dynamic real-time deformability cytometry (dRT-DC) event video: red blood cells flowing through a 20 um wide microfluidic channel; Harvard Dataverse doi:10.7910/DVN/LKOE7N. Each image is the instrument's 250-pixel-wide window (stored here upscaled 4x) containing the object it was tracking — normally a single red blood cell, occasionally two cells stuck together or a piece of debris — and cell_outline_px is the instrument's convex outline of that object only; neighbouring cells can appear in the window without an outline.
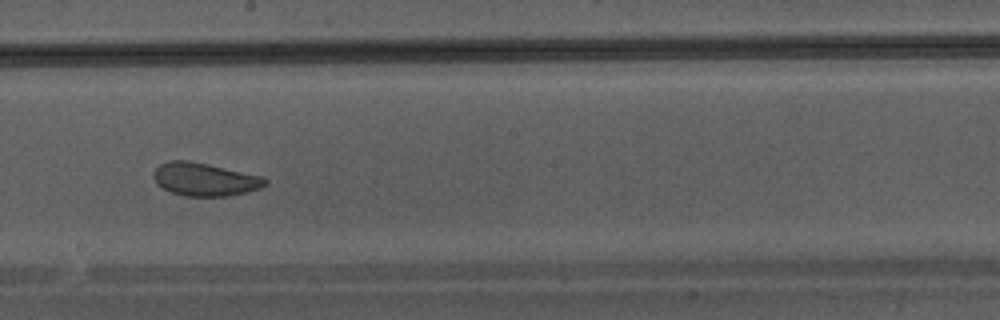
{"species": "Egyptian fruit bat (a non-hibernating species)", "species_latin": "Rousettus aegyptiacus", "temperature_condition": "warm", "stored_images_in_passage": 45, "camera_frame_rate_fps": 3000, "um_per_image_px": 0.085, "animal": {"sex": "male"}, "frame": {"image": 1, "passage_image": 26, "time_ms": 8.333, "image_size_px": [1000, 320], "cell_outline_px": [[268, 184], [260, 188], [228, 196], [184, 196], [172, 192], [156, 184], [152, 176], [152, 172], [160, 164], [168, 160], [188, 160], [208, 164], [264, 176], [268, 180]], "centroid_in_image_um": [17.4, 15.23], "position_along_channel_um": 230.8, "area_um2": 21.68}}